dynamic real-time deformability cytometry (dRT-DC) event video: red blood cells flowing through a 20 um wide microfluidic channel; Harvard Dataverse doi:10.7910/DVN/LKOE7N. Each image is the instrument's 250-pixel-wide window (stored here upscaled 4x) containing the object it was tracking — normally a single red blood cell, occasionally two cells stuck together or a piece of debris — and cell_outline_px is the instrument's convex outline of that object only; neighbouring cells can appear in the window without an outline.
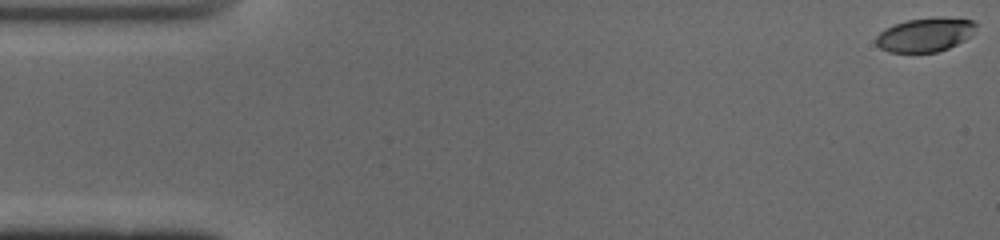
{"species": "common noctule bat (a hibernating species)", "species_latin": "Nyctalus noctula", "temperature_condition": "cold", "stored_images_in_passage": 49, "camera_frame_rate_fps": 3000, "um_per_image_px": 0.085, "animal": {"sex": "male", "body_mass_g": 19.0, "forearm_length_mm": 50.8}, "frame": {"image": 1, "passage_image": 1, "time_ms": 0.0, "image_size_px": [1000, 240], "cell_outline_px": [[976, 24], [968, 36], [964, 40], [948, 48], [936, 52], [888, 52], [880, 48], [876, 44], [876, 36], [884, 28], [908, 20], [972, 20]], "centroid_in_image_um": [78.52, 3.01], "position_along_channel_um": 6.5, "area_um2": 18.61}}
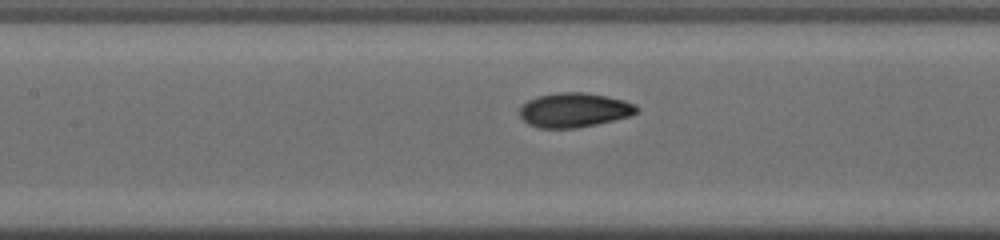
{"frame": {"image": 2, "passage_image": 23, "time_ms": 7.333, "image_size_px": [1000, 240], "cell_outline_px": [[640, 108], [632, 116], [596, 124], [576, 128], [540, 128], [528, 124], [520, 116], [520, 104], [536, 96], [556, 92], [584, 92], [608, 96], [624, 100], [636, 104]], "centroid_in_image_um": [48.81, 9.34], "position_along_channel_um": 158.6, "area_um2": 23.76}}
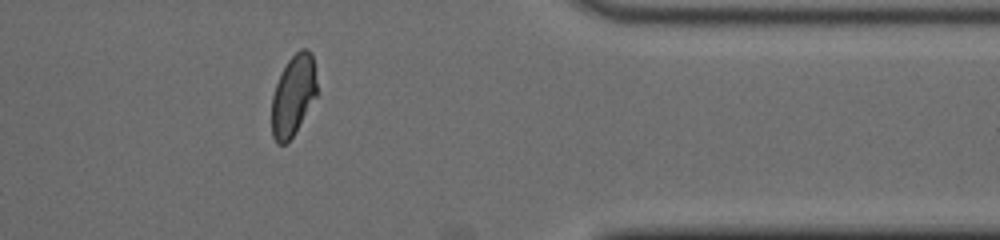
{"frame": {"image": 3, "passage_image": 42, "time_ms": 13.667, "image_size_px": [1000, 240], "cell_outline_px": [[316, 96], [292, 136], [284, 144], [276, 144], [272, 136], [272, 96], [276, 84], [288, 60], [300, 48], [308, 48], [312, 52], [316, 84]], "centroid_in_image_um": [24.91, 8.09], "position_along_channel_um": 386.5, "area_um2": 20.87}, "authors_computed_cell_mechanics": {"area_um2": 22.1374, "velocity_mm_per_s": 3.916, "shape_relaxation_time_tau1_ms": 2.5939, "shape_relaxation_time_tau2_ms": 1.0799, "deformation_change_tau1": 0.1486, "deformation_change_tau2": 0.0509}}